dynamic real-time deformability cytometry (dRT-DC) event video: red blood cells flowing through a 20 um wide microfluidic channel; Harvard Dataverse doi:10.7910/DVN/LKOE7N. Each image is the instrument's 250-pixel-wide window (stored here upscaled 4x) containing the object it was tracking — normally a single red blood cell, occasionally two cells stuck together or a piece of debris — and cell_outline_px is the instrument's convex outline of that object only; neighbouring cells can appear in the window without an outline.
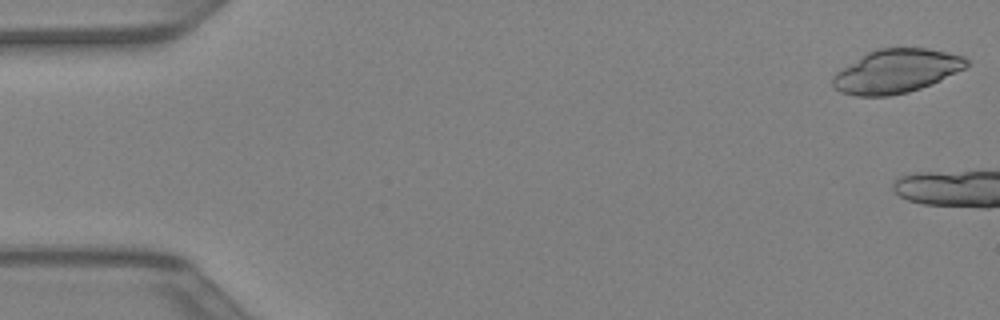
{"species": "Egyptian fruit bat (a non-hibernating species)", "species_latin": "Rousettus aegyptiacus", "temperature_condition": "warm", "stored_images_in_passage": 6, "camera_frame_rate_fps": 3000, "um_per_image_px": 0.085, "animal": {"sex": "female"}, "frame": {"image": 1, "passage_image": 1, "time_ms": 0.0, "image_size_px": [1000, 320], "cell_outline_px": [[968, 64], [964, 68], [940, 80], [920, 88], [908, 92], [888, 96], [856, 96], [840, 92], [832, 84], [832, 76], [836, 72], [868, 52], [876, 48], [928, 48], [964, 56], [968, 60]], "centroid_in_image_um": [76.17, 6.05], "position_along_channel_um": 8.8, "area_um2": 33.81}}